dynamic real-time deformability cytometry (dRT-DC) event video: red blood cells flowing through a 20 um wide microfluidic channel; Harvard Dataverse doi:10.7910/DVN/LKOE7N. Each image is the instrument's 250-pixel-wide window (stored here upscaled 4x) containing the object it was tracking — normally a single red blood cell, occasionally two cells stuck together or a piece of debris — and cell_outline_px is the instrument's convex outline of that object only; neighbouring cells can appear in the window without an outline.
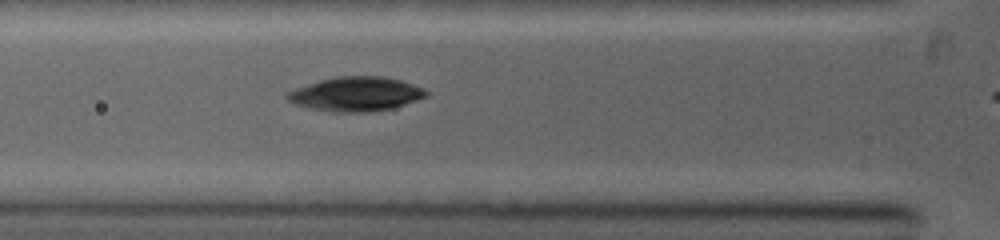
{"species": "common noctule bat (a hibernating species)", "species_latin": "Nyctalus noctula", "temperature_condition": "warm", "stored_images_in_passage": 2, "camera_frame_rate_fps": 5000, "um_per_image_px": 0.085, "animal": {"sex": "female", "body_mass_g": 19.0, "forearm_length_mm": 53.3}, "frame": {"image": 1, "passage_image": 2, "time_ms": 0.6, "image_size_px": [1000, 240], "cell_outline_px": [[428, 96], [392, 108], [372, 112], [332, 112], [308, 108], [296, 104], [288, 100], [284, 96], [284, 92], [320, 80], [336, 76], [380, 76], [400, 80], [424, 88], [428, 92]], "centroid_in_image_um": [30.22, 8.0], "position_along_channel_um": 95.6, "area_um2": 27.8}}